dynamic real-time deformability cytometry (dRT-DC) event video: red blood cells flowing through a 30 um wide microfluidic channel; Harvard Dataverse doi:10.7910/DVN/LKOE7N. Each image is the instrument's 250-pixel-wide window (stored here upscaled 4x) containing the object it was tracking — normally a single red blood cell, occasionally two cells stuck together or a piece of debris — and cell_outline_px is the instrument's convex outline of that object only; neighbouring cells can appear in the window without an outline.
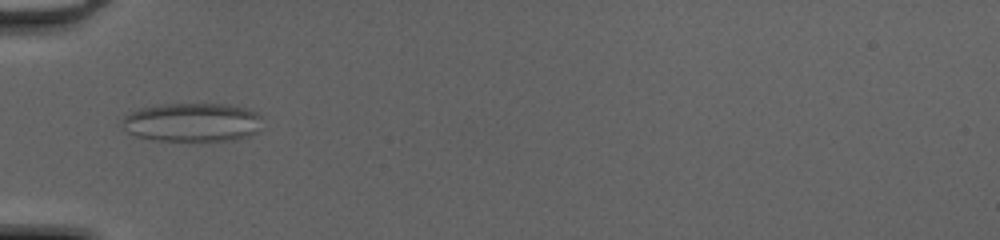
{"species": "common noctule bat (a hibernating species)", "species_latin": "Nyctalus noctula", "temperature_condition": "cold", "stored_images_in_passage": 32, "camera_frame_rate_fps": 3000, "um_per_image_px": 0.085, "animal": {"sex": "female", "body_mass_g": 20.0, "forearm_length_mm": 54.0}, "frame": {"image": 1, "passage_image": 1, "time_ms": 0.0, "image_size_px": [1000, 240], "cell_outline_px": [[260, 116], [256, 132], [248, 136], [236, 140], [160, 140], [136, 136], [128, 132], [124, 128], [124, 116], [140, 108], [156, 104], [228, 104], [244, 108], [256, 112]], "centroid_in_image_um": [16.33, 10.38], "position_along_channel_um": 68.7, "area_um2": 31.21}}
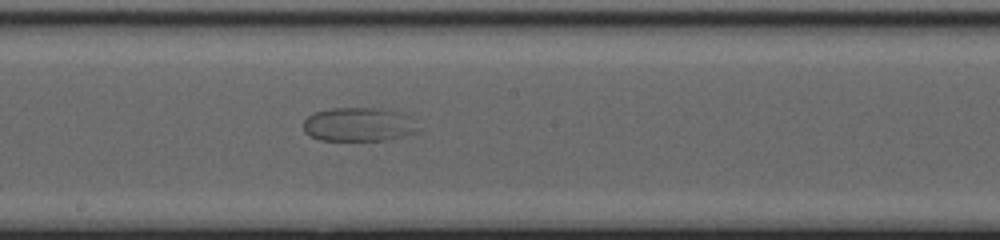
{"frame": {"image": 2, "passage_image": 12, "time_ms": 3.667, "image_size_px": [1000, 240], "cell_outline_px": [[420, 132], [388, 140], [320, 140], [304, 132], [304, 120], [312, 112], [328, 108], [376, 108], [400, 112], [408, 116], [420, 128]], "centroid_in_image_um": [30.5, 10.58], "position_along_channel_um": 217.7, "area_um2": 22.83}}
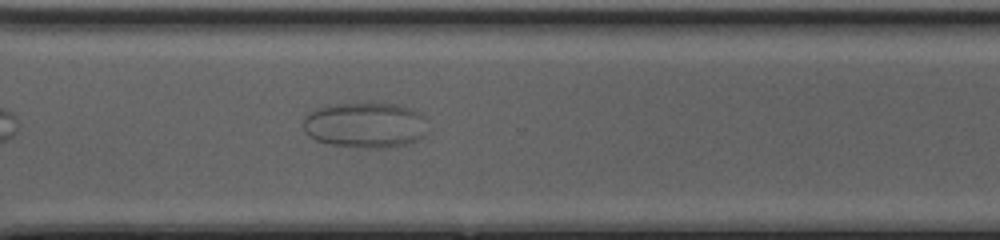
{"frame": {"image": 3, "passage_image": 21, "time_ms": 6.667, "image_size_px": [1000, 240], "cell_outline_px": [[424, 136], [416, 140], [404, 144], [384, 148], [360, 148], [332, 144], [316, 140], [308, 136], [304, 132], [304, 116], [316, 108], [328, 104], [396, 104], [408, 108], [424, 116]], "centroid_in_image_um": [30.98, 10.64], "position_along_channel_um": 339.6, "area_um2": 32.71}}